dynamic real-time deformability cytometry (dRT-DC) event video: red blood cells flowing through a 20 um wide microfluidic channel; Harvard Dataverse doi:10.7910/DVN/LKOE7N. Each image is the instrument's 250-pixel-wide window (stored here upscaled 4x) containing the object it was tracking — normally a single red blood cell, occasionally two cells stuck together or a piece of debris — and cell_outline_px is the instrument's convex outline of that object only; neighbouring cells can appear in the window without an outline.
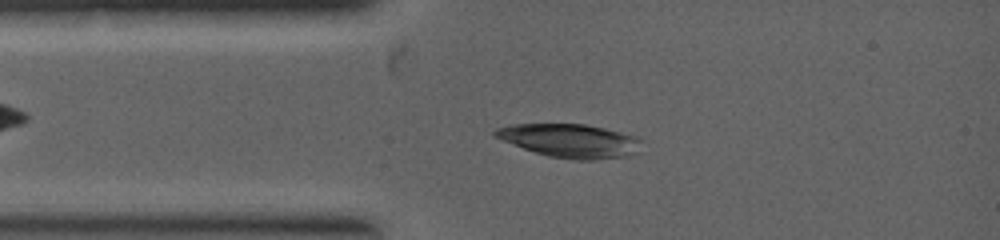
{"species": "common noctule bat (a hibernating species)", "species_latin": "Nyctalus noctula", "temperature_condition": "warm", "stored_images_in_passage": 3, "camera_frame_rate_fps": 5000, "um_per_image_px": 0.085, "animal": {"sex": "female", "body_mass_g": 19.0, "forearm_length_mm": 53.3}, "frame": {"image": 1, "passage_image": 3, "time_ms": 0.8, "image_size_px": [1000, 240], "cell_outline_px": [[644, 140], [636, 152], [628, 156], [592, 160], [572, 160], [548, 156], [524, 148], [492, 136], [492, 132], [496, 128], [512, 124], [584, 124], [604, 128], [640, 136]], "centroid_in_image_um": [48.5, 11.95], "position_along_channel_um": 36.5, "area_um2": 28.78}}